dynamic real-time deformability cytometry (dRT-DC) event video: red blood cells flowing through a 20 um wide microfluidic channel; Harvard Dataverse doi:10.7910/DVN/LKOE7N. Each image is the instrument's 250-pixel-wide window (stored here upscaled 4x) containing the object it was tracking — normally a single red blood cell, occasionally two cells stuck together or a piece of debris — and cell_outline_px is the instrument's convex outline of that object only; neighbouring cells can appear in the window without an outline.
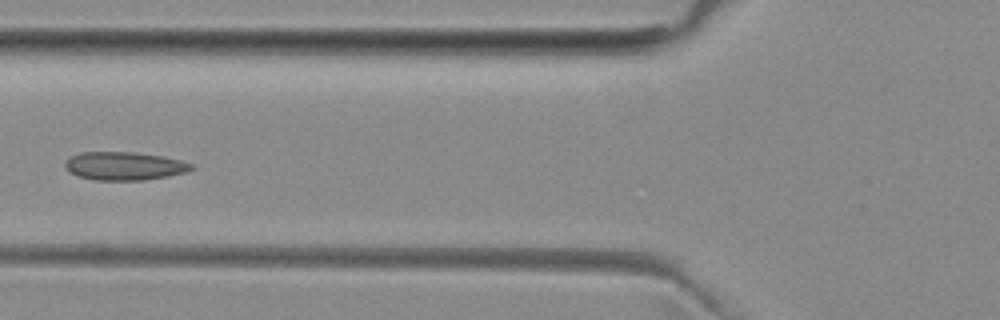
{"species": "common noctule bat (a hibernating species)", "species_latin": "Nyctalus noctula", "temperature_condition": "room temperature", "stored_images_in_passage": 6, "camera_frame_rate_fps": 3000, "um_per_image_px": 0.085, "animal": {"sex": "female", "body_mass_g": 29.2, "forearm_length_mm": 56.3}, "frame": {"image": 1, "passage_image": 5, "time_ms": 4.667, "image_size_px": [1000, 320], "cell_outline_px": [[196, 168], [184, 172], [168, 176], [144, 180], [92, 180], [76, 176], [68, 172], [64, 168], [64, 160], [80, 152], [132, 152], [164, 156], [180, 160], [192, 164]], "centroid_in_image_um": [10.51, 14.11], "position_along_channel_um": 115.3, "area_um2": 21.04}}
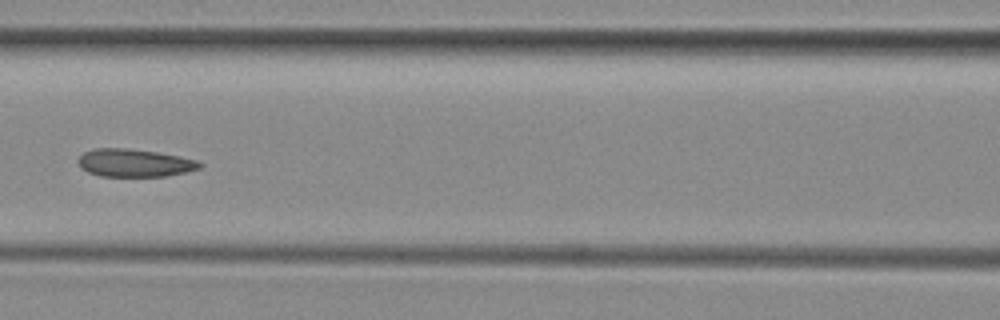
{"frame": {"image": 2, "passage_image": 6, "time_ms": 5.667, "image_size_px": [1000, 320], "cell_outline_px": [[204, 164], [200, 168], [184, 172], [164, 176], [100, 176], [88, 172], [80, 168], [76, 160], [84, 152], [96, 148], [128, 148], [156, 152], [180, 156], [196, 160]], "centroid_in_image_um": [11.4, 13.84], "position_along_channel_um": 155.2, "area_um2": 19.71}}